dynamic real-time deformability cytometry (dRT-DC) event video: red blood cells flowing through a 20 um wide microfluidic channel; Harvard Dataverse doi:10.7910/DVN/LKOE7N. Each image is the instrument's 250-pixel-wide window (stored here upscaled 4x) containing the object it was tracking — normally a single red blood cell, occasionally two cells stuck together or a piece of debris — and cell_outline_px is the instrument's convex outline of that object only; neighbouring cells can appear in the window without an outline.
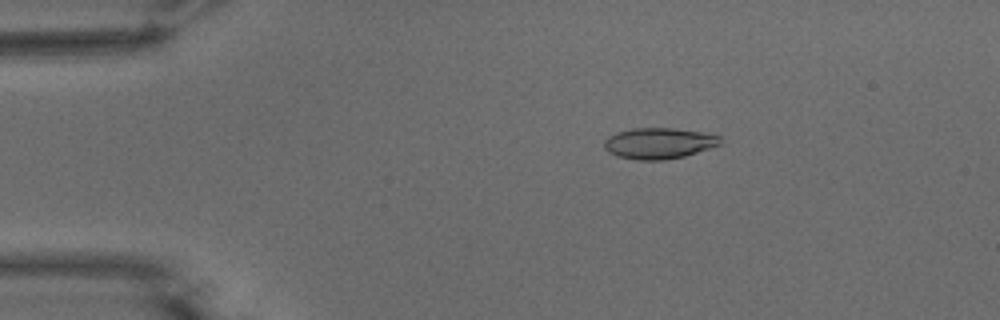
{"species": "common noctule bat (a hibernating species)", "species_latin": "Nyctalus noctula", "temperature_condition": "warm", "stored_images_in_passage": 54, "camera_frame_rate_fps": 3000, "um_per_image_px": 0.085, "animal": {"sex": "male", "body_mass_g": 15.6}, "frame": {"image": 1, "passage_image": 10, "time_ms": 3.0, "image_size_px": [1000, 320], "cell_outline_px": [[720, 144], [684, 156], [664, 160], [636, 160], [616, 156], [608, 152], [604, 148], [604, 140], [608, 136], [616, 132], [632, 128], [672, 128], [700, 132], [720, 136]], "centroid_in_image_um": [55.93, 12.18], "position_along_channel_um": 29.1, "area_um2": 20.87}}
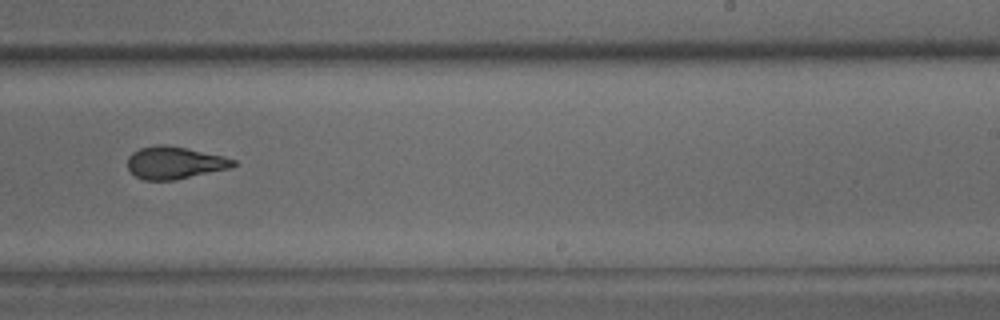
{"frame": {"image": 2, "passage_image": 34, "time_ms": 11.0, "image_size_px": [1000, 320], "cell_outline_px": [[236, 164], [232, 168], [176, 180], [144, 180], [136, 176], [128, 168], [128, 156], [132, 152], [140, 148], [156, 144], [164, 144], [224, 156], [236, 160]], "centroid_in_image_um": [14.85, 13.84], "position_along_channel_um": 274.1, "area_um2": 20.0}}
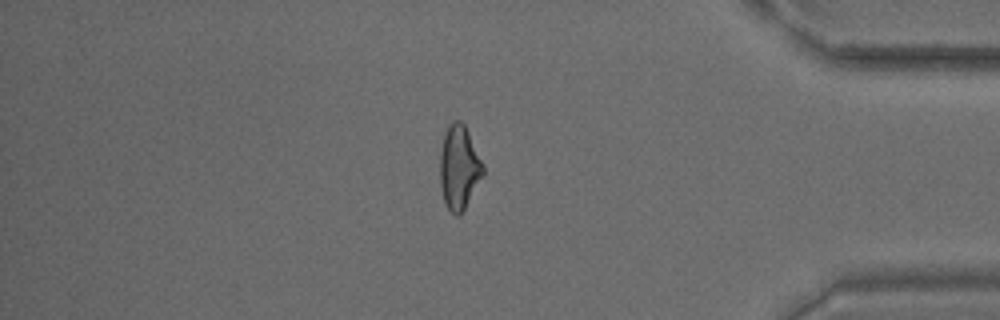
{"frame": {"image": 3, "passage_image": 46, "time_ms": 15.0, "image_size_px": [1000, 320], "cell_outline_px": [[484, 172], [460, 216], [456, 216], [444, 204], [440, 184], [440, 152], [444, 132], [448, 124], [452, 120], [460, 120], [464, 124], [484, 164]], "centroid_in_image_um": [39.0, 14.2], "position_along_channel_um": 396.2, "area_um2": 21.1}, "authors_computed_cell_mechanics": {"area_um2": 20.6346, "velocity_mm_per_s": 3.7873, "shape_relaxation_time_tau1_ms": 10.052, "shape_relaxation_time_tau2_ms": 1.4953, "deformation_change_tau1": 0.2414, "deformation_change_tau2": 0.0841}}